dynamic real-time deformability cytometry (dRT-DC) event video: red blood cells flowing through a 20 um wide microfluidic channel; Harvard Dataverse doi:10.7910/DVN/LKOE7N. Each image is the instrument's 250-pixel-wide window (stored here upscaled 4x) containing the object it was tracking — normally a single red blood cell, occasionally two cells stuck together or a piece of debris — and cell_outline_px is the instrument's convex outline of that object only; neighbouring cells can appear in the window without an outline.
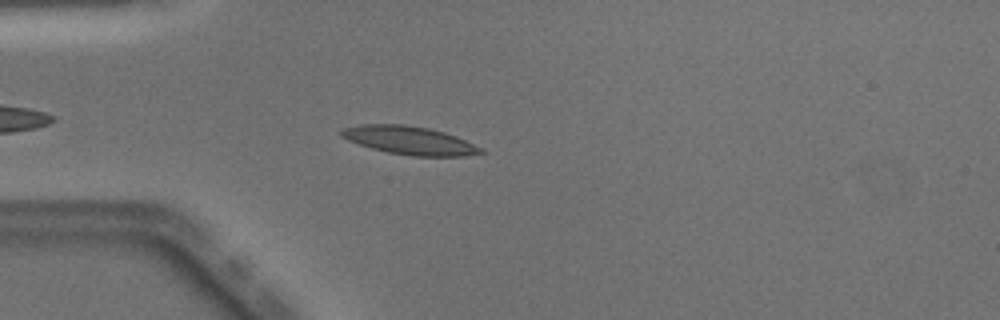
{"species": "Egyptian fruit bat (a non-hibernating species)", "species_latin": "Rousettus aegyptiacus", "temperature_condition": "warm", "stored_images_in_passage": 39, "camera_frame_rate_fps": 3000, "um_per_image_px": 0.085, "animal": {"sex": "male"}, "frame": {"image": 1, "passage_image": 6, "time_ms": 1.667, "image_size_px": [1000, 320], "cell_outline_px": [[488, 152], [464, 156], [412, 156], [388, 152], [372, 148], [348, 140], [340, 136], [340, 132], [344, 128], [360, 124], [404, 124], [428, 128], [444, 132], [456, 136], [484, 148]], "centroid_in_image_um": [34.86, 11.93], "position_along_channel_um": 50.1, "area_um2": 23.0}}
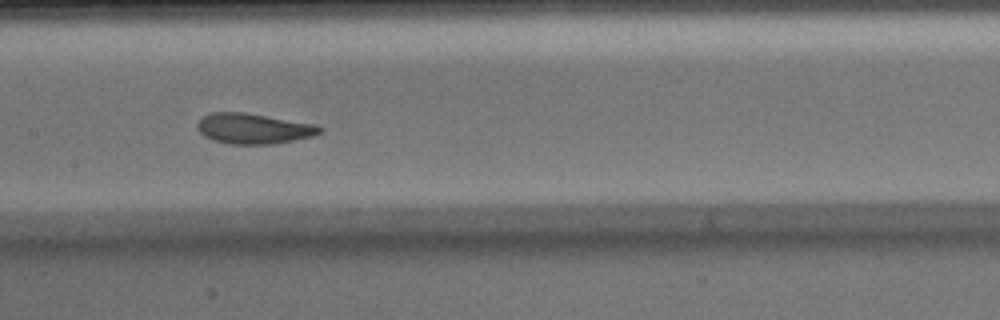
{"frame": {"image": 2, "passage_image": 17, "time_ms": 5.333, "image_size_px": [1000, 320], "cell_outline_px": [[324, 128], [320, 132], [312, 136], [272, 144], [232, 144], [212, 140], [204, 136], [196, 128], [196, 124], [204, 116], [212, 112], [244, 112], [316, 124]], "centroid_in_image_um": [21.53, 10.92], "position_along_channel_um": 185.9, "area_um2": 21.62}}
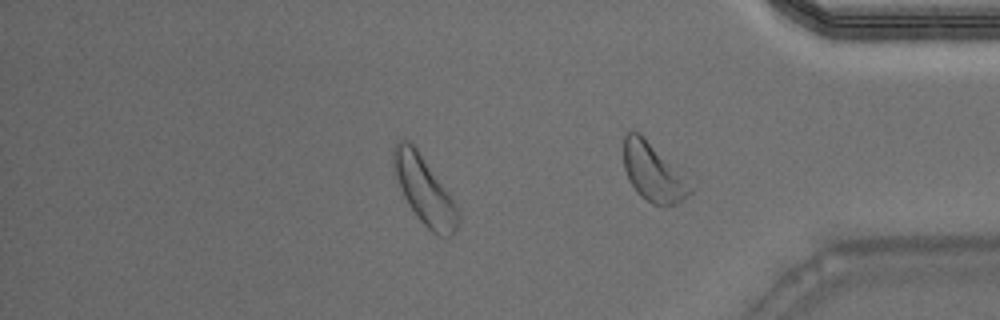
{"frame": {"image": 3, "passage_image": 32, "time_ms": 10.333, "image_size_px": [1000, 320], "cell_outline_px": [[460, 216], [456, 232], [452, 236], [436, 236], [420, 220], [408, 204], [400, 188], [392, 164], [392, 148], [400, 140], [408, 140], [416, 148], [448, 192], [456, 204], [460, 212]], "centroid_in_image_um": [36.08, 16.2], "position_along_channel_um": 399.1, "area_um2": 25.26}, "authors_computed_cell_mechanics": {"area_um2": 22.0796, "velocity_mm_per_s": 4.0055, "shape_relaxation_time_tau1_ms": 3.371, "shape_relaxation_time_tau2_ms": 2.2352, "deformation_change_tau1": 0.1286, "deformation_change_tau2": 0.0961}}